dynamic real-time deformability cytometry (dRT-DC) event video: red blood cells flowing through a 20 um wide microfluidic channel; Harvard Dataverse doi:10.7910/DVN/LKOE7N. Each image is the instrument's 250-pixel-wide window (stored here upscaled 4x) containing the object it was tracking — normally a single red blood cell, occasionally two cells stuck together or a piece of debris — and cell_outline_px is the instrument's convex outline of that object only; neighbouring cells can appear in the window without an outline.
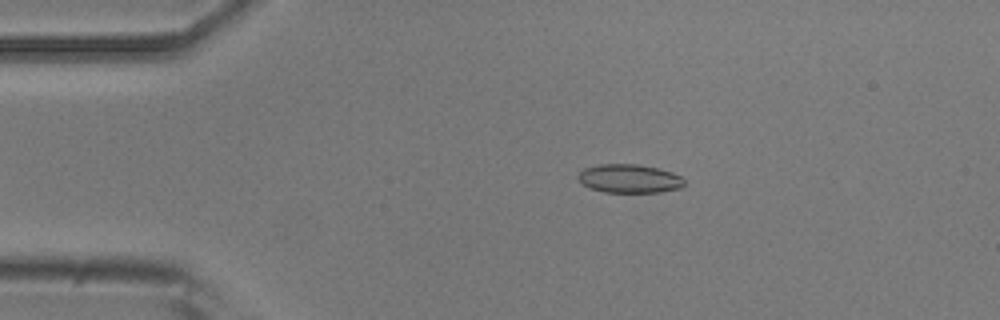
{"species": "common noctule bat (a hibernating species)", "species_latin": "Nyctalus noctula", "temperature_condition": "room temperature", "stored_images_in_passage": 4, "camera_frame_rate_fps": 3000, "um_per_image_px": 0.085, "animal": {"sex": "male", "body_mass_g": 20.5, "forearm_length_mm": 52.5}, "frame": {"image": 1, "passage_image": 2, "time_ms": 0.333, "image_size_px": [1000, 320], "cell_outline_px": [[684, 184], [680, 188], [660, 192], [604, 192], [592, 188], [584, 184], [576, 176], [584, 168], [600, 164], [640, 164], [672, 172], [680, 176], [684, 180]], "centroid_in_image_um": [53.5, 15.17], "position_along_channel_um": 31.5, "area_um2": 17.57}}
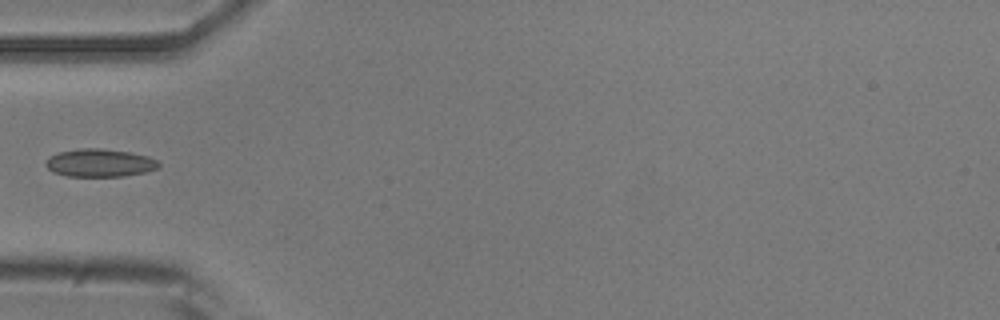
{"frame": {"image": 2, "passage_image": 4, "time_ms": 1.0, "image_size_px": [1000, 320], "cell_outline_px": [[160, 164], [156, 168], [144, 172], [124, 176], [68, 176], [56, 172], [48, 168], [44, 164], [52, 156], [60, 152], [80, 148], [100, 148], [128, 152], [148, 156], [156, 160]], "centroid_in_image_um": [8.49, 13.84], "position_along_channel_um": 76.5, "area_um2": 17.98}}